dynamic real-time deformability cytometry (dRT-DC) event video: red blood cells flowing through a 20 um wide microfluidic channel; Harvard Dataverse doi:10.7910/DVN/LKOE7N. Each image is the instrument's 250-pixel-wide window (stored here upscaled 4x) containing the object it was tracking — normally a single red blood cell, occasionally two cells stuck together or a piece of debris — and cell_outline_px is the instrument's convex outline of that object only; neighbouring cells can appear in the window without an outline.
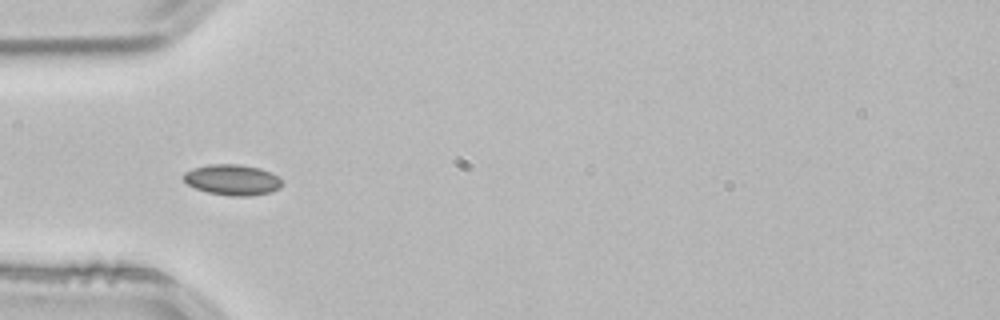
{"species": "common noctule bat (a hibernating species)", "species_latin": "Nyctalus noctula", "temperature_condition": "room temperature", "stored_images_in_passage": 6, "camera_frame_rate_fps": 3000, "um_per_image_px": 0.085, "animal": {"sex": "male", "body_mass_g": 21.5, "forearm_length_mm": 52.0}, "frame": {"image": 1, "passage_image": 3, "time_ms": 0.667, "image_size_px": [1000, 320], "cell_outline_px": [[280, 188], [272, 192], [248, 196], [232, 196], [208, 192], [196, 188], [188, 184], [180, 176], [184, 172], [192, 168], [208, 164], [240, 164], [260, 168], [272, 172], [280, 180]], "centroid_in_image_um": [19.72, 15.27], "position_along_channel_um": 65.3, "area_um2": 17.69}}